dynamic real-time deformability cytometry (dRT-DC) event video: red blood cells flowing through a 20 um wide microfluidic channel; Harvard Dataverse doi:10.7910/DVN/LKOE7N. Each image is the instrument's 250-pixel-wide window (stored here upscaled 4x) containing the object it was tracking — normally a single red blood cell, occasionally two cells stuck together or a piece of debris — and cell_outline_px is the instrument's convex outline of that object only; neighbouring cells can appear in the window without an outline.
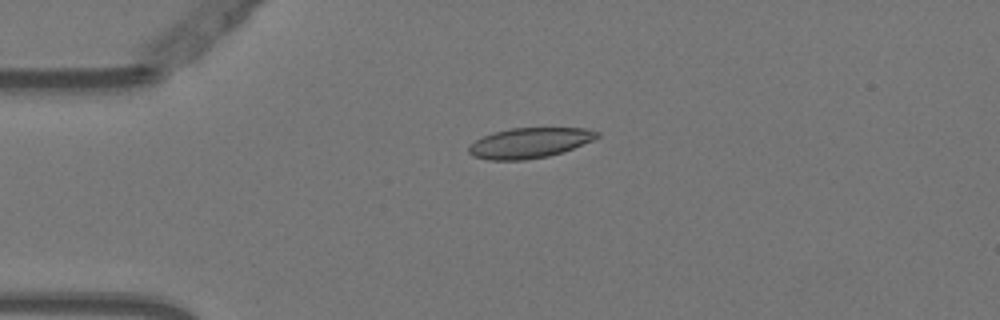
{"species": "Egyptian fruit bat (a non-hibernating species)", "species_latin": "Rousettus aegyptiacus", "temperature_condition": "warm", "stored_images_in_passage": 2, "camera_frame_rate_fps": 3000, "um_per_image_px": 0.085, "animal": {"sex": "female"}, "frame": {"image": 1, "passage_image": 1, "time_ms": 0.0, "image_size_px": [1000, 320], "cell_outline_px": [[600, 136], [592, 140], [564, 152], [548, 156], [524, 160], [488, 160], [472, 156], [468, 152], [468, 148], [476, 140], [492, 132], [512, 128], [584, 128], [600, 132]], "centroid_in_image_um": [45.01, 12.15], "position_along_channel_um": 40.0, "area_um2": 22.6}}